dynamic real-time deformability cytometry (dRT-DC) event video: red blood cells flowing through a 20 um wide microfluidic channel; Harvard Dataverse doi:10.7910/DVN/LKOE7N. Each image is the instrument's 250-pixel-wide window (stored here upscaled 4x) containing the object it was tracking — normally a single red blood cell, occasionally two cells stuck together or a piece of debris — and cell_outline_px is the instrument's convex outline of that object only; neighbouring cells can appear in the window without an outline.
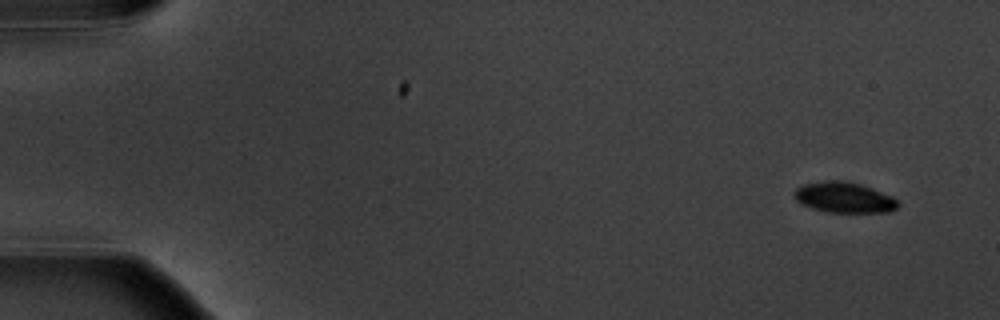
{"species": "common noctule bat (a hibernating species)", "species_latin": "Nyctalus noctula", "temperature_condition": "warm", "stored_images_in_passage": 7, "camera_frame_rate_fps": 3000, "um_per_image_px": 0.085, "animal": {"sex": "male", "body_mass_g": 20.1, "forearm_length_mm": 53.5}, "frame": {"image": 1, "passage_image": 1, "time_ms": 0.0, "image_size_px": [1000, 320], "cell_outline_px": [[900, 204], [896, 208], [888, 212], [828, 212], [812, 208], [800, 204], [792, 196], [792, 192], [796, 188], [804, 184], [828, 180], [844, 180], [860, 184], [872, 188], [892, 196]], "centroid_in_image_um": [71.71, 16.78], "position_along_channel_um": 13.3, "area_um2": 18.61}}
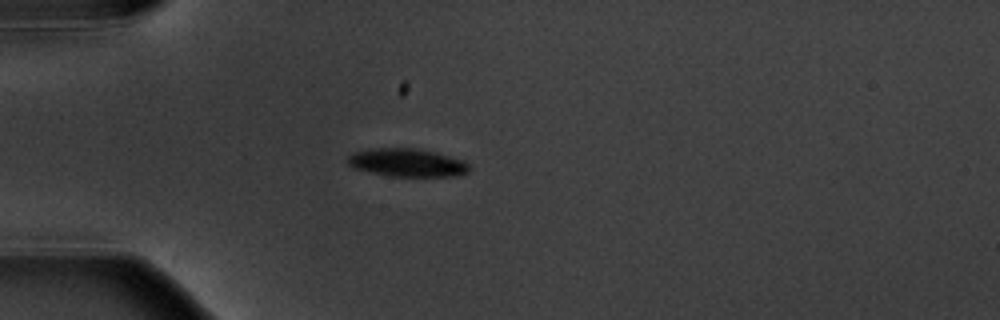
{"frame": {"image": 2, "passage_image": 4, "time_ms": 4.333, "image_size_px": [1000, 320], "cell_outline_px": [[472, 168], [468, 172], [452, 176], [392, 176], [352, 168], [348, 164], [348, 156], [352, 152], [372, 148], [416, 148], [464, 160]], "centroid_in_image_um": [34.59, 13.82], "position_along_channel_um": 50.4, "area_um2": 19.77}}
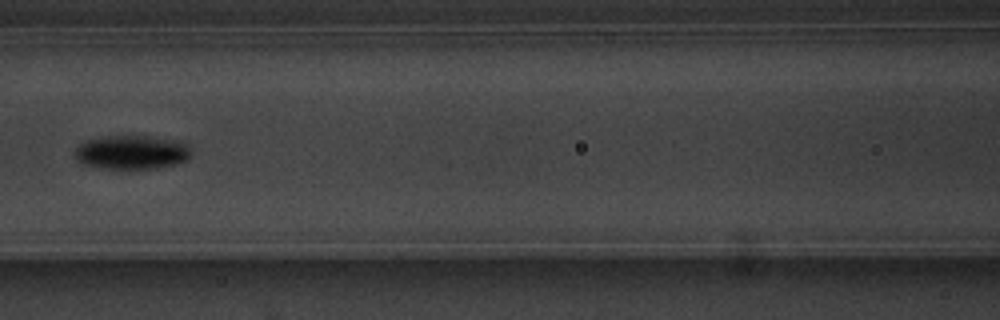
{"frame": {"image": 3, "passage_image": 7, "time_ms": 7.667, "image_size_px": [1000, 320], "cell_outline_px": [[192, 156], [188, 160], [156, 168], [100, 168], [84, 164], [76, 160], [76, 148], [80, 144], [88, 140], [108, 136], [148, 136], [176, 140], [188, 144]], "centroid_in_image_um": [11.23, 12.94], "position_along_channel_um": 155.4, "area_um2": 22.77}}